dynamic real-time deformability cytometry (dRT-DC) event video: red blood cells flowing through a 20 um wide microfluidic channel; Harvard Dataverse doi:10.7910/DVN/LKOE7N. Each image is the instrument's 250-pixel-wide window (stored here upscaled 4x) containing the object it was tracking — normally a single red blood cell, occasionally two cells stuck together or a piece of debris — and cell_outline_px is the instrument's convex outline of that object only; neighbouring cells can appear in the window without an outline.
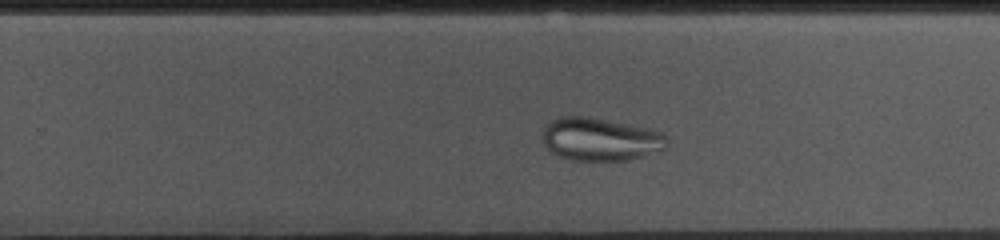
{"species": "common noctule bat (a hibernating species)", "species_latin": "Nyctalus noctula", "temperature_condition": "cold", "stored_images_in_passage": 39, "camera_frame_rate_fps": 3000, "um_per_image_px": 0.085, "animal": {"sex": "female", "body_mass_g": 10.0, "forearm_length_mm": 53.1}, "frame": {"image": 1, "passage_image": 28, "time_ms": 9.0, "image_size_px": [1000, 240], "cell_outline_px": [[668, 144], [664, 148], [644, 156], [628, 160], [572, 160], [560, 156], [544, 148], [544, 128], [552, 120], [560, 116], [588, 116], [648, 128], [660, 132], [668, 140]], "centroid_in_image_um": [51.01, 11.83], "position_along_channel_um": 278.8, "area_um2": 30.98}}